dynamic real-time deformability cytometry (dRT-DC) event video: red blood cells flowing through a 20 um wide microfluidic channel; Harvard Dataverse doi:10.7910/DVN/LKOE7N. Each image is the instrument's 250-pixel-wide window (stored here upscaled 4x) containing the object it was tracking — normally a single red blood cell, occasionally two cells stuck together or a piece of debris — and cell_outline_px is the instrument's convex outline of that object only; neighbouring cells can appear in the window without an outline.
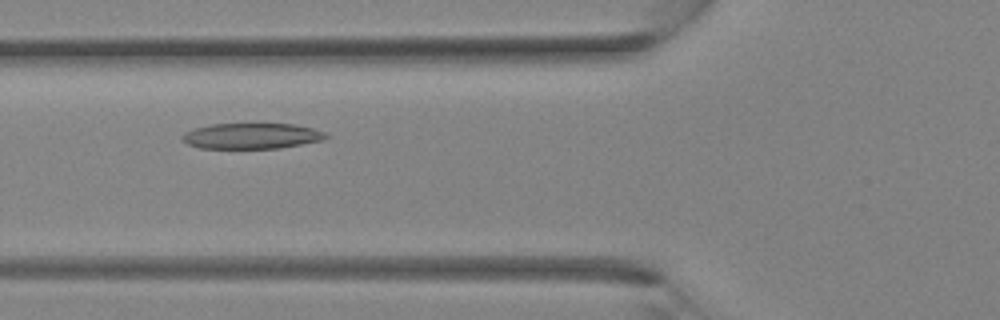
{"species": "Egyptian fruit bat (a non-hibernating species)", "species_latin": "Rousettus aegyptiacus", "temperature_condition": "room temperature", "stored_images_in_passage": 33, "camera_frame_rate_fps": 3000, "um_per_image_px": 0.085, "animal": {"sex": "female"}, "frame": {"image": 1, "passage_image": 11, "time_ms": 3.333, "image_size_px": [1000, 320], "cell_outline_px": [[328, 136], [324, 140], [280, 148], [200, 148], [188, 144], [184, 140], [184, 132], [196, 128], [212, 124], [296, 124], [312, 128], [324, 132]], "centroid_in_image_um": [21.43, 11.56], "position_along_channel_um": 104.4, "area_um2": 21.27}}
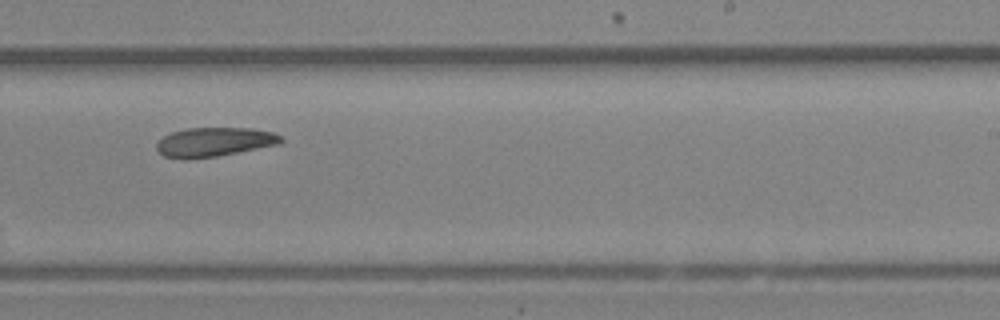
{"frame": {"image": 2, "passage_image": 20, "time_ms": 6.333, "image_size_px": [1000, 320], "cell_outline_px": [[284, 140], [280, 144], [216, 156], [164, 156], [156, 148], [156, 144], [164, 136], [172, 132], [184, 128], [252, 128], [272, 132], [280, 136]], "centroid_in_image_um": [18.28, 12.02], "position_along_channel_um": 270.7, "area_um2": 20.35}}
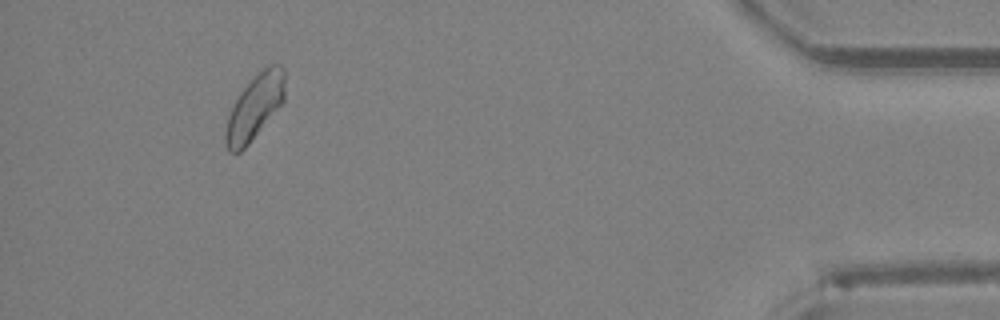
{"frame": {"image": 3, "passage_image": 31, "time_ms": 10.0, "image_size_px": [1000, 320], "cell_outline_px": [[284, 100], [248, 144], [240, 152], [228, 152], [224, 144], [224, 136], [228, 116], [240, 92], [268, 64], [280, 64], [284, 68]], "centroid_in_image_um": [21.63, 9.12], "position_along_channel_um": 413.6, "area_um2": 21.85}}